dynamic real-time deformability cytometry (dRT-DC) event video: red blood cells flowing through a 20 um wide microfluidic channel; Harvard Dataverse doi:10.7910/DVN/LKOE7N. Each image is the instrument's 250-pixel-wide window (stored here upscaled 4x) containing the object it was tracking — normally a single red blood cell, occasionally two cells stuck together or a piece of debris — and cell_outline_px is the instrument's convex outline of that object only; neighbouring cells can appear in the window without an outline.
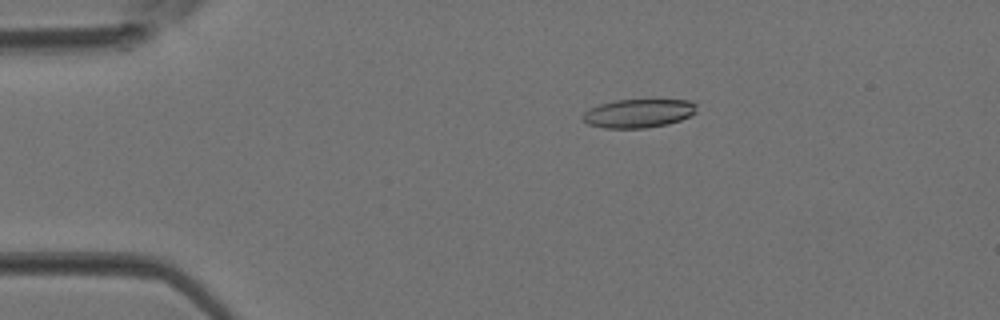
{"species": "Egyptian fruit bat (a non-hibernating species)", "species_latin": "Rousettus aegyptiacus", "temperature_condition": "room temperature", "stored_images_in_passage": 3, "camera_frame_rate_fps": 3000, "um_per_image_px": 0.085, "animal": {"sex": "female"}, "frame": {"image": 1, "passage_image": 2, "time_ms": 0.333, "image_size_px": [1000, 320], "cell_outline_px": [[696, 112], [680, 120], [668, 124], [644, 128], [604, 128], [588, 124], [580, 116], [584, 112], [600, 104], [616, 100], [688, 100], [696, 104]], "centroid_in_image_um": [54.26, 9.64], "position_along_channel_um": 30.7, "area_um2": 18.84}}